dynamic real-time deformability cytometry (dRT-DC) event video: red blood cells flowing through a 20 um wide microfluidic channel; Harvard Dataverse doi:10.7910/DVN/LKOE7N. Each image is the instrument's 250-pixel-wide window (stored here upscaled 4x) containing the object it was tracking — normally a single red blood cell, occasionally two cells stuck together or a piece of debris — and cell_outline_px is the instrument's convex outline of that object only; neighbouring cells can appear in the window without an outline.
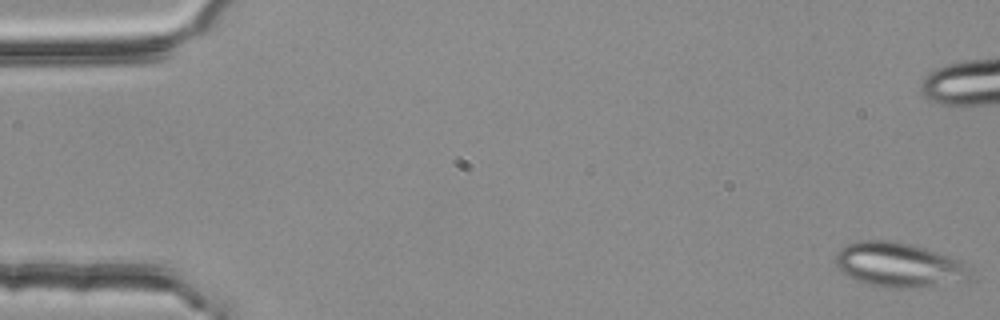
{"species": "common noctule bat (a hibernating species)", "species_latin": "Nyctalus noctula", "temperature_condition": "room temperature", "stored_images_in_passage": 54, "segment_of_instrument_passage": [1, 2], "camera_frame_rate_fps": 3000, "um_per_image_px": 0.085, "animal": {"sex": "female", "body_mass_g": 25.1}, "frame": {"image": 1, "passage_image": 1, "time_ms": 0.0, "image_size_px": [1000, 320], "cell_outline_px": [[972, 280], [908, 288], [888, 288], [868, 284], [856, 280], [840, 272], [832, 260], [836, 252], [840, 248], [848, 244], [860, 240], [892, 240], [912, 244], [964, 260], [972, 268]], "centroid_in_image_um": [76.43, 22.5], "position_along_channel_um": 8.6, "area_um2": 35.78}}